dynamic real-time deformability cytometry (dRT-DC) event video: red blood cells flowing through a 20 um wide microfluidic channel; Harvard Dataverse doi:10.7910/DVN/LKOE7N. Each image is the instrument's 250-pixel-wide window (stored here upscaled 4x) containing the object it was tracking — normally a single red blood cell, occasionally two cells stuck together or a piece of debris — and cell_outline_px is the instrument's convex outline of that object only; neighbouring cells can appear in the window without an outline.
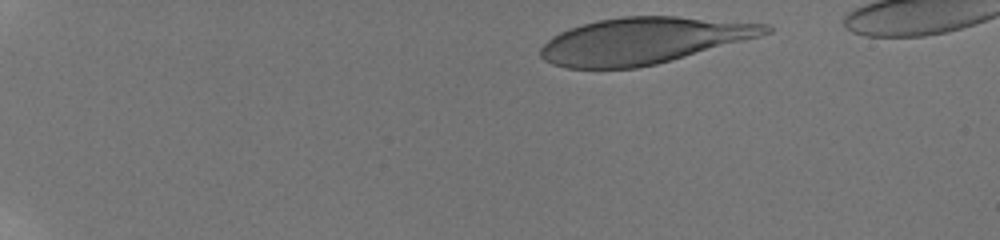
{"species": "human", "species_latin": "Homo sapiens", "temperature_condition": "room temperature", "stored_images_in_passage": 6, "camera_frame_rate_fps": 3000, "um_per_image_px": 0.085, "donor": {"sex": "male"}, "frame": {"image": 1, "passage_image": 1, "time_ms": 0.0, "image_size_px": [1000, 240], "cell_outline_px": [[772, 32], [760, 36], [672, 60], [656, 64], [636, 68], [568, 68], [552, 64], [544, 60], [540, 56], [540, 48], [552, 36], [560, 32], [584, 24], [600, 20], [624, 16], [676, 16], [768, 24], [772, 28]], "centroid_in_image_um": [54.68, 3.46], "position_along_channel_um": 30.3, "area_um2": 60.29}}